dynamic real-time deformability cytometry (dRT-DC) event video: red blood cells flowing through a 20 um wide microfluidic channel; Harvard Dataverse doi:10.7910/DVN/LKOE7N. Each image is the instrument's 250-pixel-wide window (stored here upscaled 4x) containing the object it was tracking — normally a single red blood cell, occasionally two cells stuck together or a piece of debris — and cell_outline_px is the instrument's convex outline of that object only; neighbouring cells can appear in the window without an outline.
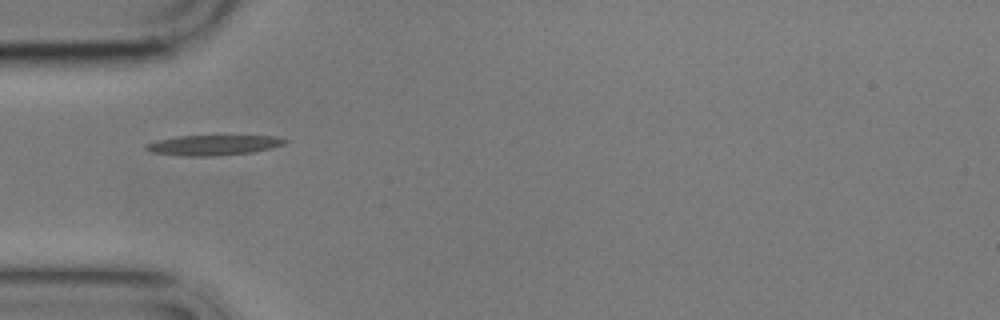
{"species": "common noctule bat (a hibernating species)", "species_latin": "Nyctalus noctula", "temperature_condition": "cold", "stored_images_in_passage": 2, "camera_frame_rate_fps": 3000, "um_per_image_px": 0.085, "animal": {"sex": "male", "body_mass_g": 17.9}, "frame": {"image": 1, "passage_image": 1, "time_ms": 0.0, "image_size_px": [1000, 320], "cell_outline_px": [[288, 140], [284, 144], [272, 148], [252, 152], [212, 156], [184, 156], [152, 152], [144, 148], [144, 144], [156, 140], [180, 136], [276, 136]], "centroid_in_image_um": [18.11, 12.33], "position_along_channel_um": 66.9, "area_um2": 16.24}}